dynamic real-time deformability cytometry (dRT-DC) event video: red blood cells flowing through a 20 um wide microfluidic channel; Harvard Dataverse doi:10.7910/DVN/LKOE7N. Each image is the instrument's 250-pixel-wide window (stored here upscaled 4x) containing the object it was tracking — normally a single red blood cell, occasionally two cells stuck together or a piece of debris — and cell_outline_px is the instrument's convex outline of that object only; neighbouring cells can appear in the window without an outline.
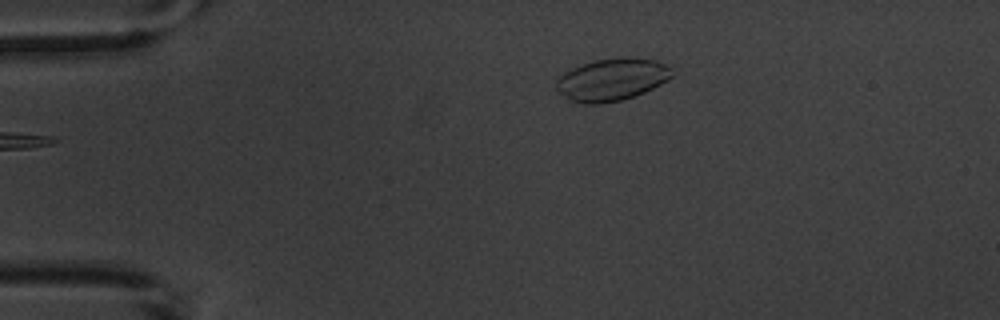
{"species": "common noctule bat (a hibernating species)", "species_latin": "Nyctalus noctula", "temperature_condition": "warm", "stored_images_in_passage": 3, "camera_frame_rate_fps": 3000, "um_per_image_px": 0.085, "animal": {"sex": "male", "body_mass_g": 20.1, "forearm_length_mm": 53.5}, "frame": {"image": 1, "passage_image": 3, "time_ms": 3.0, "image_size_px": [1000, 320], "cell_outline_px": [[672, 76], [668, 80], [644, 92], [620, 100], [596, 104], [584, 104], [572, 100], [560, 92], [556, 88], [556, 80], [564, 72], [572, 68], [596, 60], [620, 56], [632, 56], [656, 60], [668, 64], [672, 68]], "centroid_in_image_um": [52.05, 6.73], "position_along_channel_um": 32.9, "area_um2": 28.5}}